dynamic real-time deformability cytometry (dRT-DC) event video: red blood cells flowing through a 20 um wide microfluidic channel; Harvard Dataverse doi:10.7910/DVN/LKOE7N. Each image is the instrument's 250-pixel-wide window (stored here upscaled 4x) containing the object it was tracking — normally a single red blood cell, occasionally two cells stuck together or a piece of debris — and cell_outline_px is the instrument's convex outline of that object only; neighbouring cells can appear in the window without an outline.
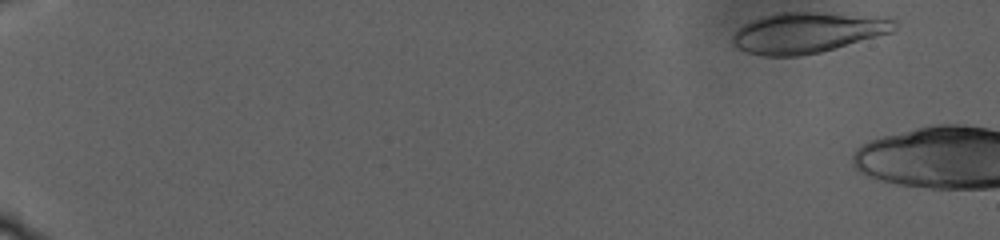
{"species": "human", "species_latin": "Homo sapiens", "temperature_condition": "warm", "stored_images_in_passage": 20, "camera_frame_rate_fps": 3000, "um_per_image_px": 0.085, "donor": {"sex": "male"}, "frame": {"image": 1, "passage_image": 1, "time_ms": 0.0, "image_size_px": [1000, 240], "cell_outline_px": [[900, 24], [892, 32], [820, 52], [800, 56], [760, 56], [736, 48], [732, 44], [732, 36], [744, 24], [760, 16], [776, 12], [824, 12], [896, 16]], "centroid_in_image_um": [68.73, 2.74], "position_along_channel_um": 16.3, "area_um2": 39.25}}